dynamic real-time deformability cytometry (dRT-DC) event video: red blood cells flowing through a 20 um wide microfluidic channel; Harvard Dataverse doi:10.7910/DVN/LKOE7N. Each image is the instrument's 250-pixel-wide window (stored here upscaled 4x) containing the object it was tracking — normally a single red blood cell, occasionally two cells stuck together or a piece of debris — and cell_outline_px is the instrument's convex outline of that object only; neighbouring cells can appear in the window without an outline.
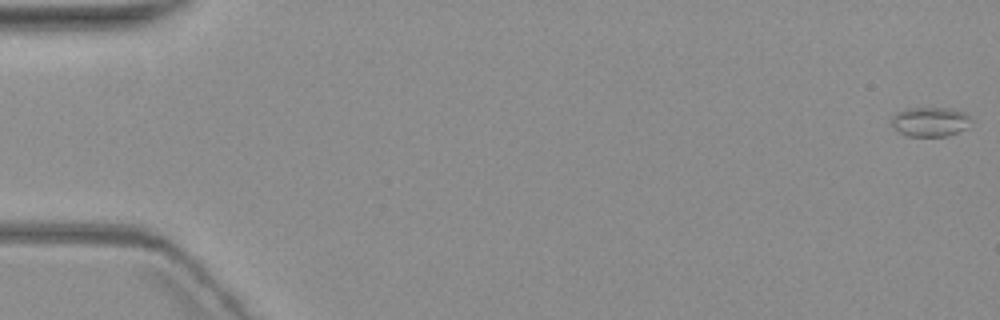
{"species": "common noctule bat (a hibernating species)", "species_latin": "Nyctalus noctula", "temperature_condition": "warm", "stored_images_in_passage": 6, "camera_frame_rate_fps": 3000, "um_per_image_px": 0.085, "animal": {"sex": "female", "body_mass_g": 19.3, "forearm_length_mm": 54.1}, "frame": {"image": 1, "passage_image": 1, "time_ms": 0.0, "image_size_px": [1000, 320], "cell_outline_px": [[972, 116], [968, 128], [948, 136], [908, 136], [892, 128], [892, 116], [896, 112], [908, 108], [952, 108], [964, 112]], "centroid_in_image_um": [79.09, 10.34], "position_along_channel_um": 5.9, "area_um2": 13.87}}